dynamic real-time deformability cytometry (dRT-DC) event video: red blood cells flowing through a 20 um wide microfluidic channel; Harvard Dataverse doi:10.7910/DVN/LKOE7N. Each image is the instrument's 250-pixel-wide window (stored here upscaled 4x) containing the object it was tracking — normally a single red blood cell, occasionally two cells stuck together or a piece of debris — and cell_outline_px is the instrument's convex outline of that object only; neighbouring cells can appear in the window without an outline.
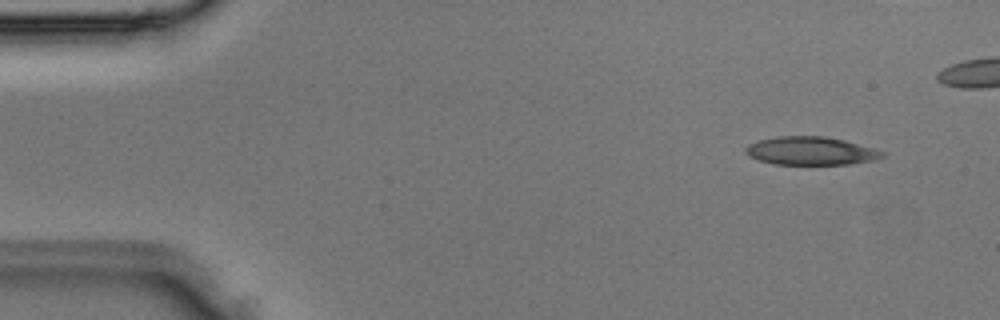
{"species": "Egyptian fruit bat (a non-hibernating species)", "species_latin": "Rousettus aegyptiacus", "temperature_condition": "room temperature", "stored_images_in_passage": 3, "camera_frame_rate_fps": 3000, "um_per_image_px": 0.085, "animal": {"sex": "male"}, "frame": {"image": 1, "passage_image": 1, "time_ms": 0.0, "image_size_px": [1000, 320], "cell_outline_px": [[888, 156], [872, 160], [852, 164], [776, 164], [756, 160], [748, 156], [744, 152], [744, 148], [748, 144], [760, 140], [776, 136], [824, 136], [844, 140], [888, 152]], "centroid_in_image_um": [68.93, 12.83], "position_along_channel_um": 16.1, "area_um2": 22.72}}